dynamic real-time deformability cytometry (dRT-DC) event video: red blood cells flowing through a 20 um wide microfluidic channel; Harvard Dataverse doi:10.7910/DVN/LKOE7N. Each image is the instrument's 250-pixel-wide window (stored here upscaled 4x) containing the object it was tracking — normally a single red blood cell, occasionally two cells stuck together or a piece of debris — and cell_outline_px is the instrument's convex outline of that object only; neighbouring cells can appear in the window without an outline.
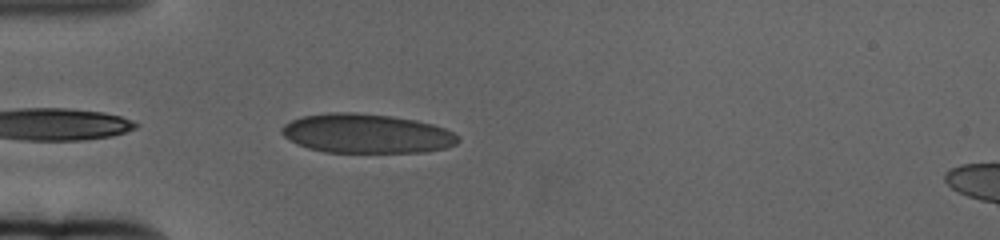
{"species": "human", "species_latin": "Homo sapiens", "temperature_condition": "cold", "stored_images_in_passage": 7, "camera_frame_rate_fps": 3000, "um_per_image_px": 0.085, "donor": {"sex": "female"}, "frame": {"image": 1, "passage_image": 2, "time_ms": 0.333, "image_size_px": [1000, 240], "cell_outline_px": [[460, 140], [456, 144], [444, 148], [424, 152], [324, 152], [308, 148], [296, 144], [288, 140], [280, 132], [280, 128], [284, 124], [292, 120], [304, 116], [328, 112], [352, 112], [392, 116], [416, 120], [432, 124], [444, 128], [460, 136]], "centroid_in_image_um": [31.13, 11.35], "position_along_channel_um": 53.9, "area_um2": 40.52}}
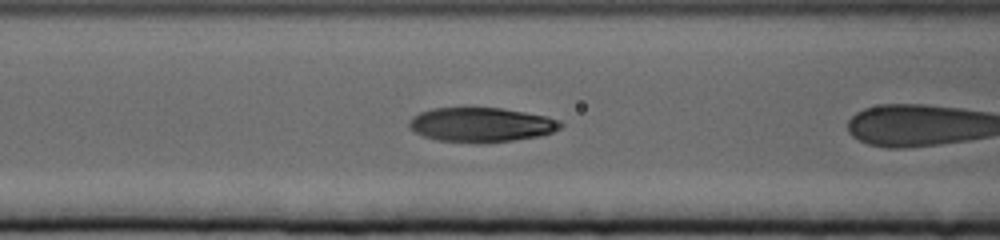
{"frame": {"image": 2, "passage_image": 6, "time_ms": 1.667, "image_size_px": [1000, 240], "cell_outline_px": [[564, 124], [560, 128], [552, 132], [540, 136], [512, 140], [480, 144], [436, 140], [424, 136], [416, 132], [408, 124], [408, 120], [412, 116], [420, 112], [432, 108], [500, 108], [548, 116], [560, 120]], "centroid_in_image_um": [40.91, 10.61], "position_along_channel_um": 125.7, "area_um2": 30.58}}